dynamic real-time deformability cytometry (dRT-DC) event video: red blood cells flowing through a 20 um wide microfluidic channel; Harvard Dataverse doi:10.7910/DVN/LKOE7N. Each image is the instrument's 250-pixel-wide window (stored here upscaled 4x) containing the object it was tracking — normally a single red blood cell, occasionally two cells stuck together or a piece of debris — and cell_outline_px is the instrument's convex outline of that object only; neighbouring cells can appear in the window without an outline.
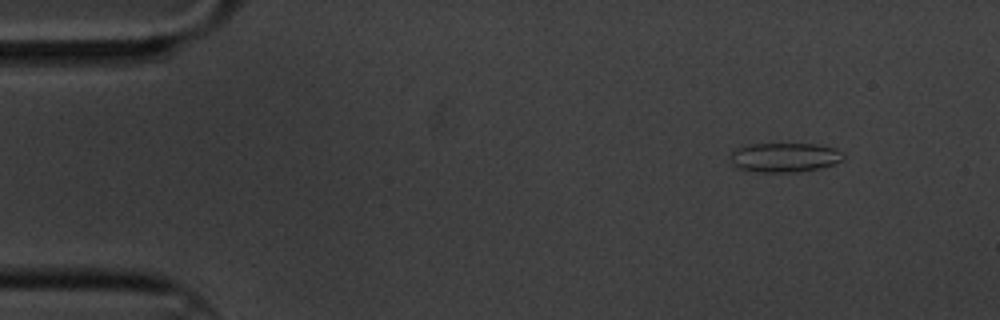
{"species": "common noctule bat (a hibernating species)", "species_latin": "Nyctalus noctula", "temperature_condition": "cold", "stored_images_in_passage": 4, "camera_frame_rate_fps": 3000, "um_per_image_px": 0.085, "animal": {"sex": "male", "body_mass_g": 20.1, "forearm_length_mm": 53.5}, "frame": {"image": 1, "passage_image": 1, "time_ms": 0.0, "image_size_px": [1000, 320], "cell_outline_px": [[844, 160], [820, 168], [800, 172], [764, 172], [740, 168], [732, 164], [732, 152], [736, 148], [752, 144], [816, 144], [836, 148], [844, 152]], "centroid_in_image_um": [66.76, 13.37], "position_along_channel_um": 18.2, "area_um2": 19.25}}
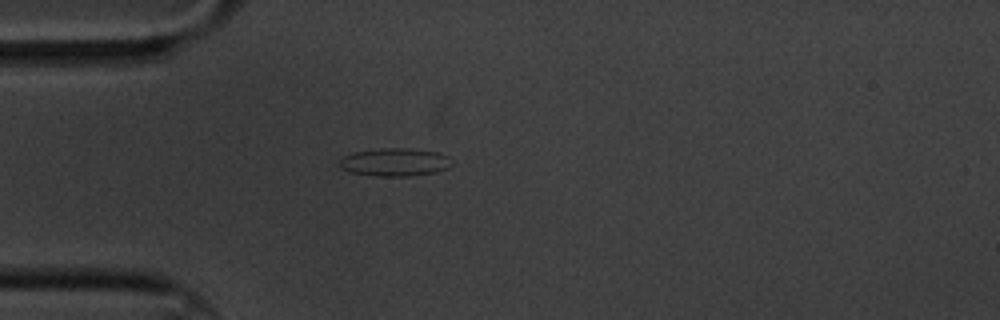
{"frame": {"image": 2, "passage_image": 4, "time_ms": 1.0, "image_size_px": [1000, 320], "cell_outline_px": [[452, 164], [448, 168], [436, 172], [408, 176], [376, 176], [348, 172], [340, 168], [336, 164], [340, 156], [352, 152], [384, 148], [408, 148], [440, 152], [448, 156]], "centroid_in_image_um": [33.49, 13.78], "position_along_channel_um": 51.5, "area_um2": 18.73}}